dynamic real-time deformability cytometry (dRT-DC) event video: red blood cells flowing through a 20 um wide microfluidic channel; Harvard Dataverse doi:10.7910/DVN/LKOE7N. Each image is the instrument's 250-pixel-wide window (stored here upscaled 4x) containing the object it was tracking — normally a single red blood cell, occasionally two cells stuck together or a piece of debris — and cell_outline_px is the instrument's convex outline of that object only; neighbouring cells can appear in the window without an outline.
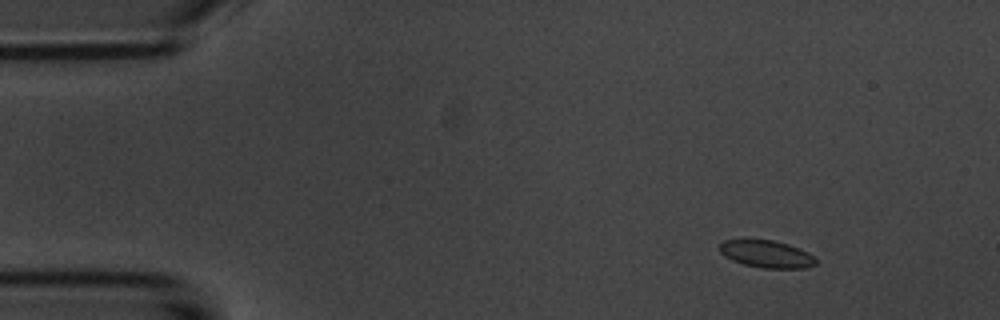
{"species": "common noctule bat (a hibernating species)", "species_latin": "Nyctalus noctula", "temperature_condition": "room temperature", "stored_images_in_passage": 3, "camera_frame_rate_fps": 3000, "um_per_image_px": 0.085, "animal": {"sex": "male", "body_mass_g": 20.1, "forearm_length_mm": 53.5}, "frame": {"image": 1, "passage_image": 1, "time_ms": 0.0, "image_size_px": [1000, 320], "cell_outline_px": [[816, 264], [808, 268], [760, 268], [744, 264], [732, 260], [724, 256], [720, 252], [720, 244], [724, 240], [744, 236], [748, 236], [772, 240], [788, 244], [808, 252], [816, 260]], "centroid_in_image_um": [65.08, 21.54], "position_along_channel_um": 19.9, "area_um2": 15.95}}